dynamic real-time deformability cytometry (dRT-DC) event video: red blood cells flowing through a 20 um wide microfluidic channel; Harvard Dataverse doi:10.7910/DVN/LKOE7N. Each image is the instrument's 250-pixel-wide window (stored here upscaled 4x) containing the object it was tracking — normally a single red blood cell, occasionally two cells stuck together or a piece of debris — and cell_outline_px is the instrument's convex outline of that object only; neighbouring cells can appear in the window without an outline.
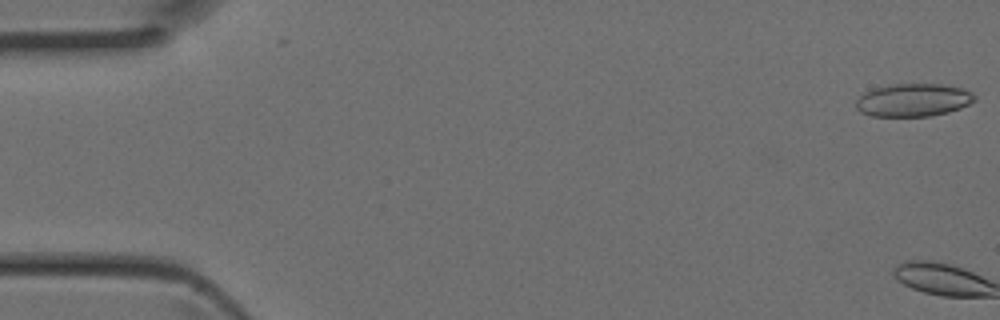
{"species": "Egyptian fruit bat (a non-hibernating species)", "species_latin": "Rousettus aegyptiacus", "temperature_condition": "room temperature", "stored_images_in_passage": 2, "camera_frame_rate_fps": 3000, "um_per_image_px": 0.085, "animal": {"sex": "female"}, "frame": {"image": 1, "passage_image": 1, "time_ms": 0.0, "image_size_px": [1000, 320], "cell_outline_px": [[976, 100], [960, 108], [948, 112], [932, 116], [872, 116], [860, 112], [856, 108], [856, 100], [864, 92], [876, 88], [896, 84], [944, 84], [964, 88], [972, 92], [976, 96]], "centroid_in_image_um": [77.66, 8.5], "position_along_channel_um": 7.3, "area_um2": 22.83}}